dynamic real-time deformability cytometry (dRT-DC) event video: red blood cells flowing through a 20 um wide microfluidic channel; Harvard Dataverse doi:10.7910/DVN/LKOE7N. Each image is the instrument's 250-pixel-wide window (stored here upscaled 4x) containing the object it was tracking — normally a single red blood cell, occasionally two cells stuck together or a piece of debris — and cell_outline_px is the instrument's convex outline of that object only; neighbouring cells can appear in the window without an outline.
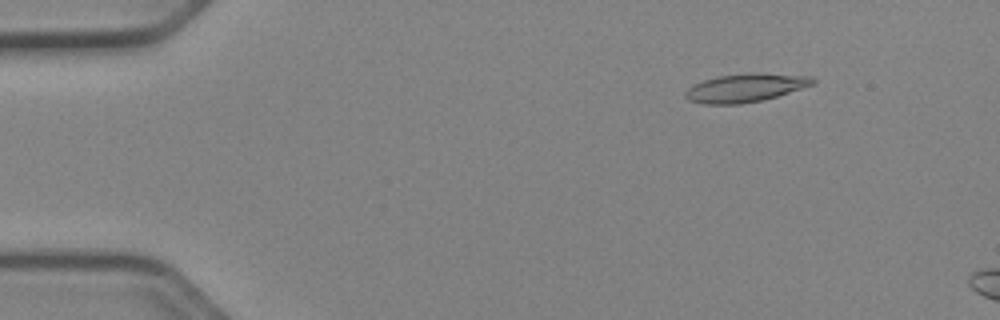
{"species": "Egyptian fruit bat (a non-hibernating species)", "species_latin": "Rousettus aegyptiacus", "temperature_condition": "cold", "stored_images_in_passage": 12, "camera_frame_rate_fps": 3000, "um_per_image_px": 0.085, "animal": {"sex": "female"}, "frame": {"image": 1, "passage_image": 7, "time_ms": 2.0, "image_size_px": [1000, 320], "cell_outline_px": [[816, 84], [776, 96], [760, 100], [740, 104], [704, 104], [688, 100], [684, 96], [684, 92], [692, 84], [716, 76], [748, 72], [756, 72], [812, 76], [816, 80]], "centroid_in_image_um": [63.36, 7.44], "position_along_channel_um": 21.6, "area_um2": 21.33}}